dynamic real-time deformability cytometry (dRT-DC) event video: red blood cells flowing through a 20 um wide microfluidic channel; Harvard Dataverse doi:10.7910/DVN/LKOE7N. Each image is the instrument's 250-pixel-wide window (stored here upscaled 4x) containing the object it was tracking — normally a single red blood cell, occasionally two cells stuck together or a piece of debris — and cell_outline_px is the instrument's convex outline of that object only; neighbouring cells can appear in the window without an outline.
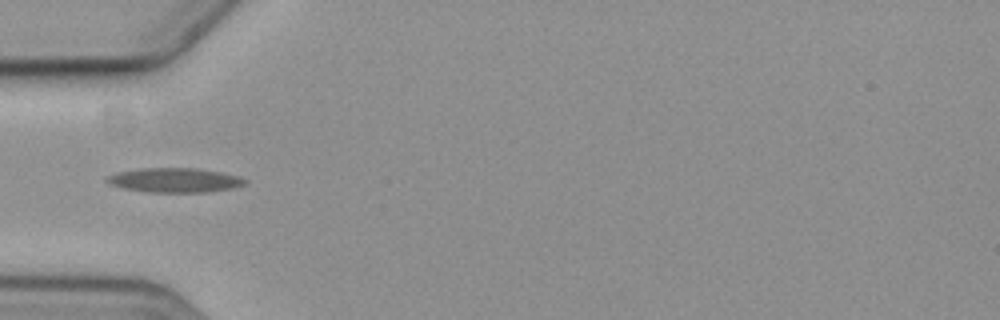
{"species": "common noctule bat (a hibernating species)", "species_latin": "Nyctalus noctula", "temperature_condition": "cold", "stored_images_in_passage": 8, "camera_frame_rate_fps": 3000, "um_per_image_px": 0.085, "animal": {"sex": "female", "body_mass_g": 19.3, "forearm_length_mm": 54.1}, "frame": {"image": 1, "passage_image": 2, "time_ms": 1.333, "image_size_px": [1000, 320], "cell_outline_px": [[248, 180], [244, 184], [232, 188], [208, 192], [148, 192], [124, 188], [112, 184], [104, 180], [108, 176], [116, 172], [140, 168], [196, 168], [220, 172], [240, 176]], "centroid_in_image_um": [14.86, 15.31], "position_along_channel_um": 70.1, "area_um2": 19.59}}
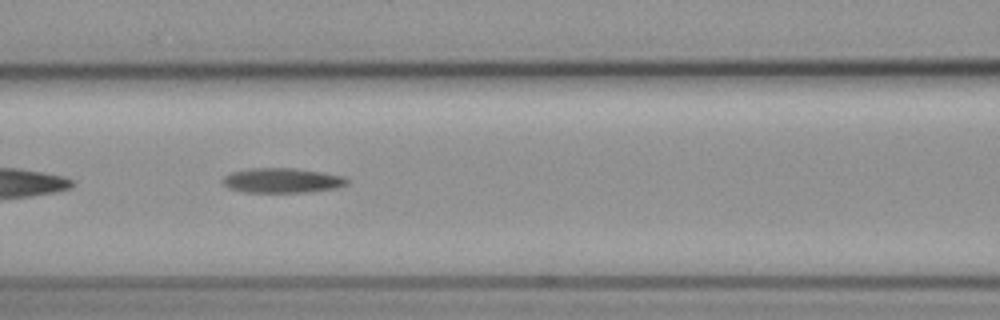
{"frame": {"image": 2, "passage_image": 4, "time_ms": 3.333, "image_size_px": [1000, 320], "cell_outline_px": [[348, 184], [336, 188], [308, 192], [244, 192], [228, 188], [220, 180], [224, 176], [232, 172], [248, 168], [296, 168], [324, 172], [344, 176], [348, 180]], "centroid_in_image_um": [23.98, 15.33], "position_along_channel_um": 142.6, "area_um2": 18.15}}
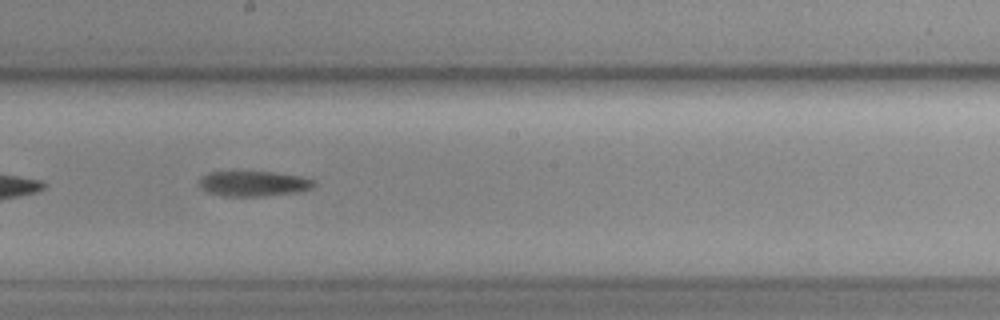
{"frame": {"image": 3, "passage_image": 6, "time_ms": 5.667, "image_size_px": [1000, 320], "cell_outline_px": [[316, 184], [312, 188], [300, 192], [260, 196], [224, 196], [208, 192], [200, 184], [200, 176], [208, 172], [272, 172], [300, 176], [316, 180]], "centroid_in_image_um": [21.6, 15.6], "position_along_channel_um": 226.6, "area_um2": 16.82}}